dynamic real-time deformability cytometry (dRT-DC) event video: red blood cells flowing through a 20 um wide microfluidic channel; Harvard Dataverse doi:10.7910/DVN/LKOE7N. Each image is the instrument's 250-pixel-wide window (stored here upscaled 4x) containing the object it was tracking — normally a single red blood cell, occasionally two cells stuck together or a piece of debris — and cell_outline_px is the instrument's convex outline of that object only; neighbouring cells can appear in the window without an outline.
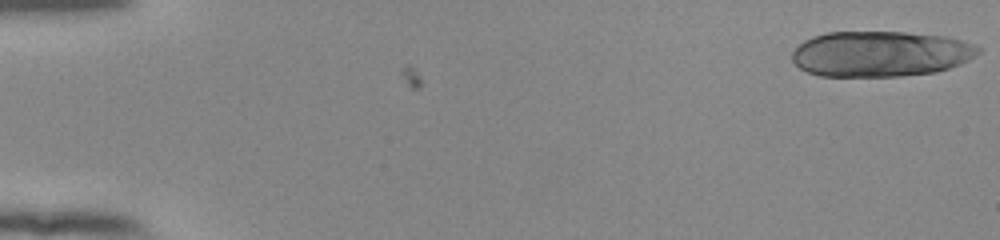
{"species": "human", "species_latin": "Homo sapiens", "temperature_condition": "room temperature", "stored_images_in_passage": 9, "camera_frame_rate_fps": 3000, "um_per_image_px": 0.085, "donor": {"sex": "female"}, "frame": {"image": 1, "passage_image": 9, "time_ms": 2.667, "image_size_px": [1000, 240], "cell_outline_px": [[980, 52], [968, 60], [960, 64], [936, 72], [900, 76], [820, 76], [808, 72], [800, 68], [792, 60], [792, 52], [804, 40], [812, 36], [828, 32], [904, 32], [948, 36], [972, 44], [980, 48]], "centroid_in_image_um": [74.83, 4.57], "position_along_channel_um": 10.2, "area_um2": 49.48}}